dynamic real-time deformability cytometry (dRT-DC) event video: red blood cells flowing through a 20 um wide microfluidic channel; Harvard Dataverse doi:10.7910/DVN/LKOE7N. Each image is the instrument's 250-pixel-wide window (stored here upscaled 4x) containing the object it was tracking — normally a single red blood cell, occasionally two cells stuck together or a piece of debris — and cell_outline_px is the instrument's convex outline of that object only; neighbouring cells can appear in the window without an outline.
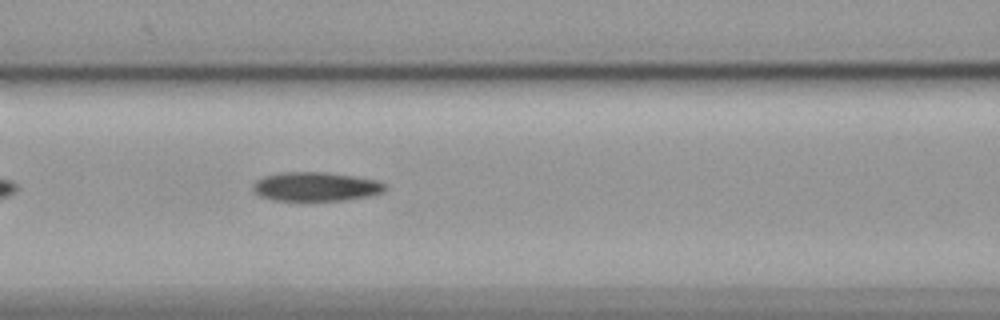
{"species": "common noctule bat (a hibernating species)", "species_latin": "Nyctalus noctula", "temperature_condition": "cold", "stored_images_in_passage": 27, "camera_frame_rate_fps": 3000, "um_per_image_px": 0.085, "animal": {"sex": "female", "body_mass_g": 19.9}, "frame": {"image": 1, "passage_image": 10, "time_ms": 3.0, "image_size_px": [1000, 320], "cell_outline_px": [[388, 188], [384, 192], [368, 196], [344, 200], [304, 204], [272, 200], [260, 196], [252, 188], [252, 184], [256, 180], [264, 176], [280, 172], [324, 172], [352, 176], [376, 180], [384, 184]], "centroid_in_image_um": [26.79, 15.91], "position_along_channel_um": 139.8, "area_um2": 23.29}}
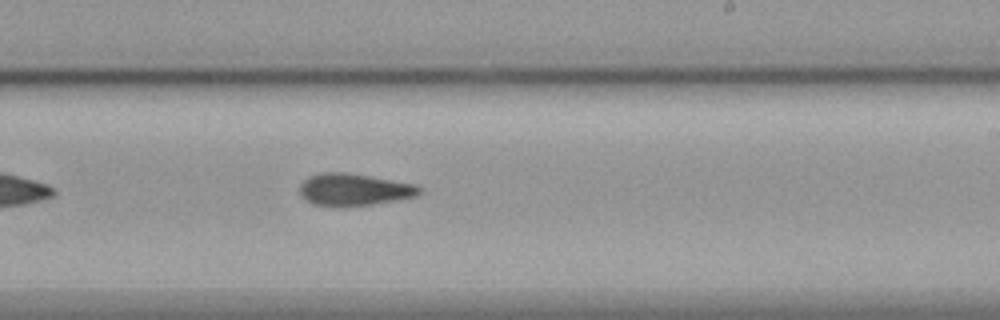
{"frame": {"image": 2, "passage_image": 20, "time_ms": 6.333, "image_size_px": [1000, 320], "cell_outline_px": [[420, 196], [372, 204], [340, 208], [332, 208], [312, 204], [304, 200], [300, 196], [300, 184], [304, 180], [312, 176], [324, 172], [344, 172], [416, 184], [420, 188]], "centroid_in_image_um": [30.06, 16.15], "position_along_channel_um": 258.9, "area_um2": 22.72}}
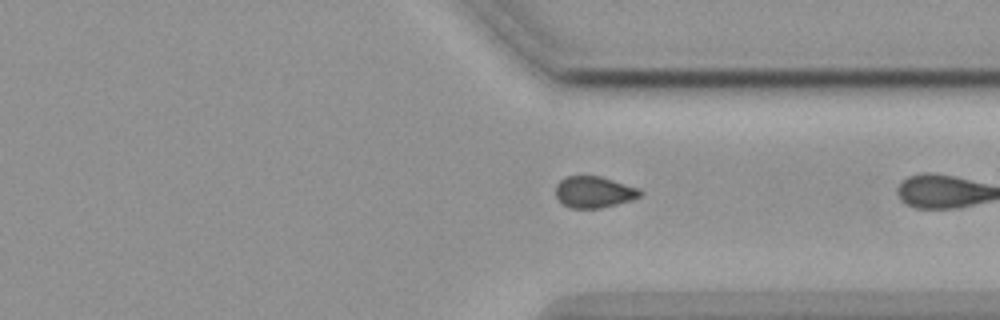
{"frame": {"image": 3, "passage_image": 26, "time_ms": 8.333, "image_size_px": [1000, 320], "cell_outline_px": [[644, 192], [640, 196], [616, 204], [600, 208], [572, 208], [564, 204], [556, 196], [556, 184], [560, 180], [568, 176], [600, 176], [640, 188]], "centroid_in_image_um": [50.5, 16.31], "position_along_channel_um": 360.9, "area_um2": 15.32}}